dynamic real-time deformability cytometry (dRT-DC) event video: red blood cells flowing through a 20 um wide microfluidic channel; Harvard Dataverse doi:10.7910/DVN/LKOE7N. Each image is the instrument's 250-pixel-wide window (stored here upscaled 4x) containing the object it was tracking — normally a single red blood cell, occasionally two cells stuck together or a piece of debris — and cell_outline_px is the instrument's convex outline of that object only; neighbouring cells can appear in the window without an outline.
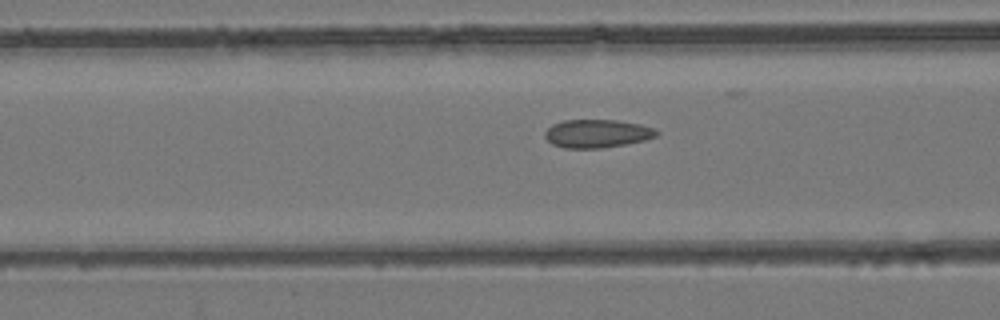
{"species": "common noctule bat (a hibernating species)", "species_latin": "Nyctalus noctula", "temperature_condition": "room temperature", "stored_images_in_passage": 40, "camera_frame_rate_fps": 3000, "um_per_image_px": 0.085, "animal": {"sex": "female", "body_mass_g": 24.6, "forearm_length_mm": 56.2}, "frame": {"image": 1, "passage_image": 16, "time_ms": 5.0, "image_size_px": [1000, 320], "cell_outline_px": [[660, 132], [656, 136], [644, 140], [624, 144], [600, 148], [564, 148], [552, 144], [544, 136], [544, 132], [552, 124], [564, 120], [616, 120], [640, 124], [652, 128]], "centroid_in_image_um": [50.72, 11.35], "position_along_channel_um": 115.9, "area_um2": 18.26}}
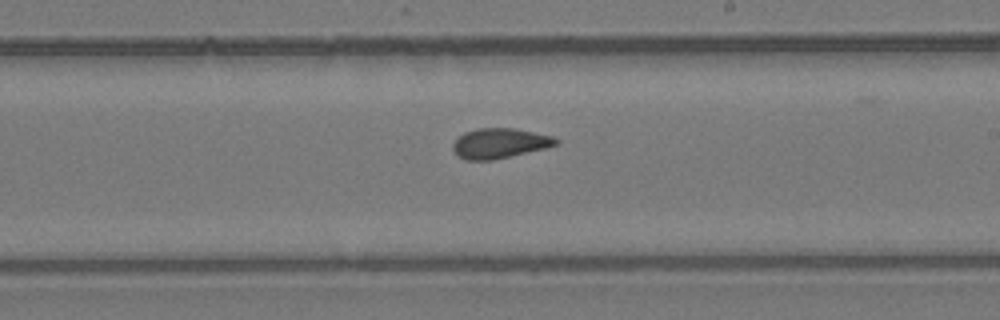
{"frame": {"image": 2, "passage_image": 26, "time_ms": 8.333, "image_size_px": [1000, 320], "cell_outline_px": [[560, 144], [544, 148], [492, 160], [464, 160], [452, 148], [452, 144], [464, 132], [476, 128], [512, 128], [552, 136], [560, 140]], "centroid_in_image_um": [42.47, 12.17], "position_along_channel_um": 246.5, "area_um2": 17.8}}
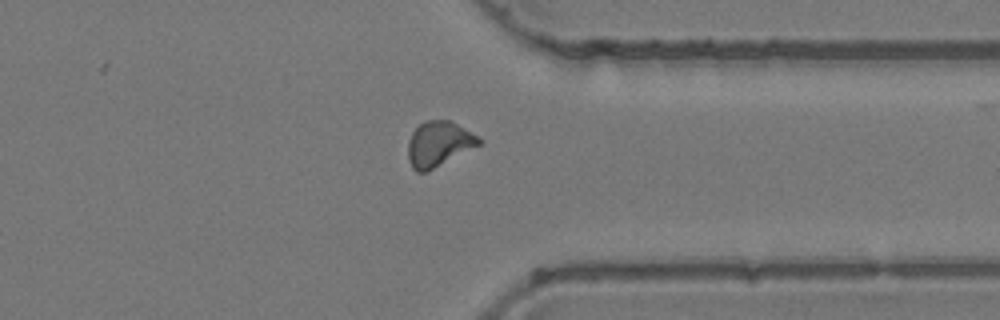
{"frame": {"image": 3, "passage_image": 36, "time_ms": 11.667, "image_size_px": [1000, 320], "cell_outline_px": [[480, 144], [424, 172], [416, 172], [412, 168], [408, 160], [408, 140], [412, 132], [424, 120], [448, 120], [456, 124], [476, 136], [480, 140]], "centroid_in_image_um": [37.21, 12.22], "position_along_channel_um": 374.2, "area_um2": 18.03}, "authors_computed_cell_mechanics": {"area_um2": 18.207, "velocity_mm_per_s": 3.9113, "shape_relaxation_time_tau1_ms": null, "shape_relaxation_time_tau2_ms": 1.7808, "deformation_change_tau1": null, "deformation_change_tau2": 0.0686}}